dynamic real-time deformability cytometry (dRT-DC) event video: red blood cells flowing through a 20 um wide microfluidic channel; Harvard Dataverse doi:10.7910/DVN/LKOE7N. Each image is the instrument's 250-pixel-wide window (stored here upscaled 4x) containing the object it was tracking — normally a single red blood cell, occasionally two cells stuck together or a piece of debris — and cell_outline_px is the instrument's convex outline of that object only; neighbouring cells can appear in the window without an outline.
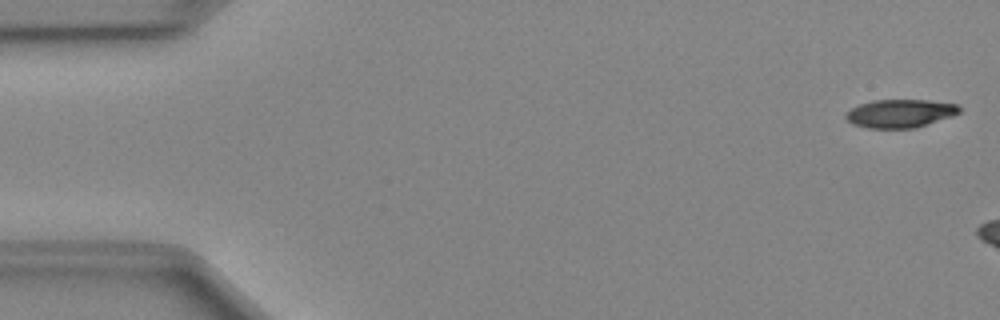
{"species": "Egyptian fruit bat (a non-hibernating species)", "species_latin": "Rousettus aegyptiacus", "temperature_condition": "cold", "stored_images_in_passage": 6, "camera_frame_rate_fps": 3000, "um_per_image_px": 0.085, "animal": {"sex": "female"}, "frame": {"image": 1, "passage_image": 1, "time_ms": 0.0, "image_size_px": [1000, 320], "cell_outline_px": [[960, 112], [952, 116], [916, 128], [868, 128], [852, 124], [844, 116], [844, 112], [860, 104], [872, 100], [928, 100], [956, 104], [960, 108]], "centroid_in_image_um": [76.48, 9.64], "position_along_channel_um": 8.5, "area_um2": 18.73}}